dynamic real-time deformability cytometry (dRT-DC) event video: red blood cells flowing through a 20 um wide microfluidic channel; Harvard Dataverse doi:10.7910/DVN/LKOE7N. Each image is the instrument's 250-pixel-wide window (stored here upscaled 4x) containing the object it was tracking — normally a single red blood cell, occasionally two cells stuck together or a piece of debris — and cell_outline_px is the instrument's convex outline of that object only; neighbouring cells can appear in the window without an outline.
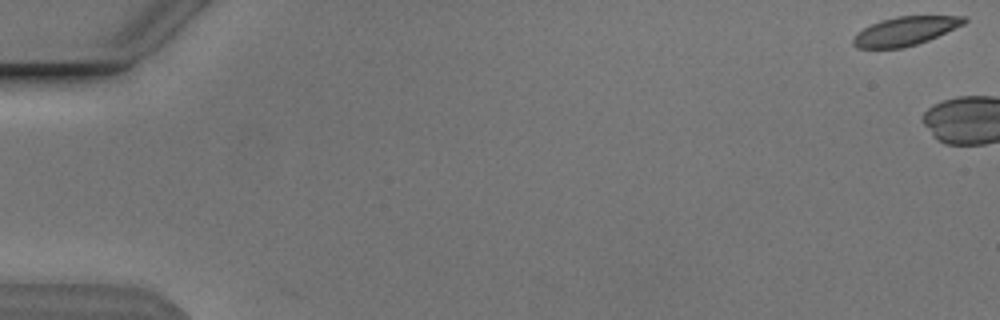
{"species": "Egyptian fruit bat (a non-hibernating species)", "species_latin": "Rousettus aegyptiacus", "temperature_condition": "cold", "stored_images_in_passage": 8, "camera_frame_rate_fps": 3000, "um_per_image_px": 0.085, "animal": {"sex": "male"}, "frame": {"image": 1, "passage_image": 1, "time_ms": 0.0, "image_size_px": [1000, 320], "cell_outline_px": [[968, 20], [964, 24], [928, 40], [904, 48], [856, 48], [852, 44], [852, 40], [864, 28], [880, 20], [896, 16], [964, 16]], "centroid_in_image_um": [76.95, 2.64], "position_along_channel_um": 8.1, "area_um2": 18.38}}